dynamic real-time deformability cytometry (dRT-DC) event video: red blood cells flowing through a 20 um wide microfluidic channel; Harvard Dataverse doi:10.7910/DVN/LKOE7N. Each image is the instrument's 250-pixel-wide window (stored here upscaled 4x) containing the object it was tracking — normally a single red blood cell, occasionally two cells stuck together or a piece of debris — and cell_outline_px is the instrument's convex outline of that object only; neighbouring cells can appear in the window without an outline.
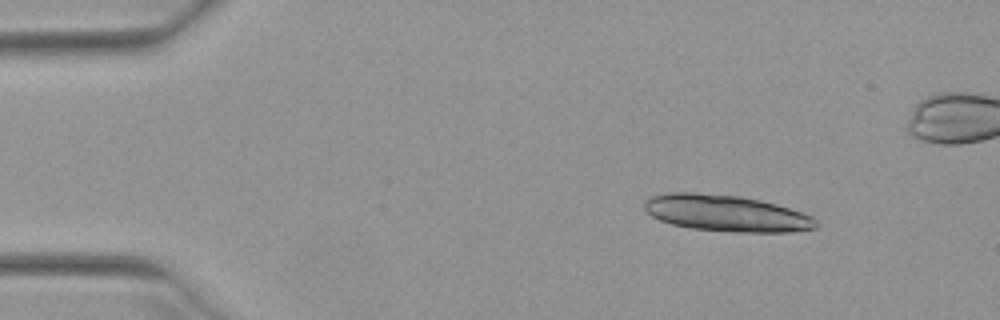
{"species": "Egyptian fruit bat (a non-hibernating species)", "species_latin": "Rousettus aegyptiacus", "temperature_condition": "warm", "stored_images_in_passage": 22, "camera_frame_rate_fps": 3000, "um_per_image_px": 0.085, "animal": {"sex": "female"}, "frame": {"image": 1, "passage_image": 7, "time_ms": 2.0, "image_size_px": [1000, 320], "cell_outline_px": [[820, 224], [816, 228], [788, 232], [732, 232], [688, 228], [672, 224], [660, 220], [652, 216], [644, 208], [644, 200], [652, 196], [668, 192], [696, 192], [740, 196], [760, 200], [776, 204], [812, 216]], "centroid_in_image_um": [61.72, 18.12], "position_along_channel_um": 23.3, "area_um2": 36.59}}